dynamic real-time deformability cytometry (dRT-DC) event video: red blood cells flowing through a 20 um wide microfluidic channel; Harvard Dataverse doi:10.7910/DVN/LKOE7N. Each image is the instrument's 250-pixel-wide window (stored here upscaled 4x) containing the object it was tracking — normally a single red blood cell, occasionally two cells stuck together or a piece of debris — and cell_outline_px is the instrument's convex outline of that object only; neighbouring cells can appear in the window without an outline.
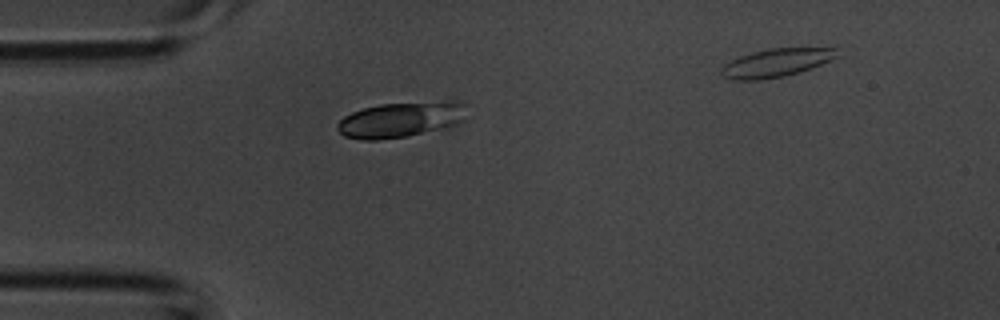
{"species": "common noctule bat (a hibernating species)", "species_latin": "Nyctalus noctula", "temperature_condition": "room temperature", "stored_images_in_passage": 4, "camera_frame_rate_fps": 3000, "um_per_image_px": 0.085, "animal": {"sex": "male", "body_mass_g": 20.1, "forearm_length_mm": 53.5}, "frame": {"image": 1, "passage_image": 4, "time_ms": 1.0, "image_size_px": [1000, 320], "cell_outline_px": [[460, 120], [452, 124], [408, 136], [376, 140], [364, 140], [344, 136], [336, 128], [336, 124], [344, 116], [352, 112], [364, 108], [380, 104], [460, 104]], "centroid_in_image_um": [33.75, 10.23], "position_along_channel_um": 51.3, "area_um2": 24.57}}